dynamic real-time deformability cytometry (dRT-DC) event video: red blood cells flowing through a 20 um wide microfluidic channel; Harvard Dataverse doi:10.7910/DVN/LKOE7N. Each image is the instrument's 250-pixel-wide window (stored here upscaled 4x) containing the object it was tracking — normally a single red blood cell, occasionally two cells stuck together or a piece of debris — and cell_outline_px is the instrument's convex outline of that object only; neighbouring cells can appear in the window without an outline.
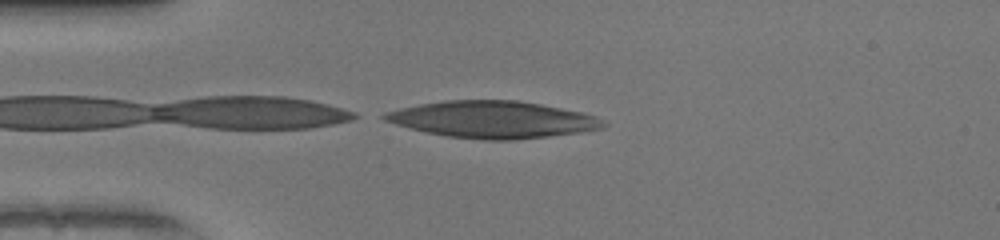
{"species": "human", "species_latin": "Homo sapiens", "temperature_condition": "warm", "stored_images_in_passage": 32, "camera_frame_rate_fps": 3000, "um_per_image_px": 0.085, "donor": {"sex": "female"}, "frame": {"image": 1, "passage_image": 1, "time_ms": 0.0, "image_size_px": [1000, 240], "cell_outline_px": [[608, 124], [604, 128], [580, 132], [548, 136], [512, 140], [484, 140], [448, 136], [424, 132], [396, 124], [384, 120], [376, 116], [384, 112], [400, 108], [420, 104], [444, 100], [516, 100], [540, 104], [584, 112], [596, 116], [604, 120]], "centroid_in_image_um": [41.88, 10.15], "position_along_channel_um": 43.1, "area_um2": 47.22}}
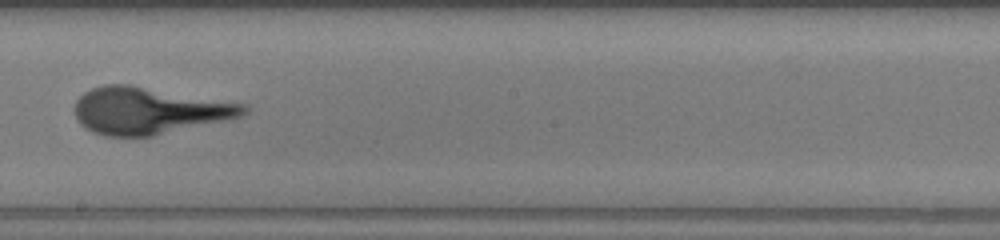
{"frame": {"image": 2, "passage_image": 17, "time_ms": 5.333, "image_size_px": [1000, 240], "cell_outline_px": [[248, 112], [240, 116], [224, 120], [152, 136], [104, 136], [92, 132], [84, 128], [76, 120], [72, 108], [76, 100], [84, 92], [92, 88], [104, 84], [128, 84], [248, 104]], "centroid_in_image_um": [12.59, 9.4], "position_along_channel_um": 235.6, "area_um2": 46.3}}
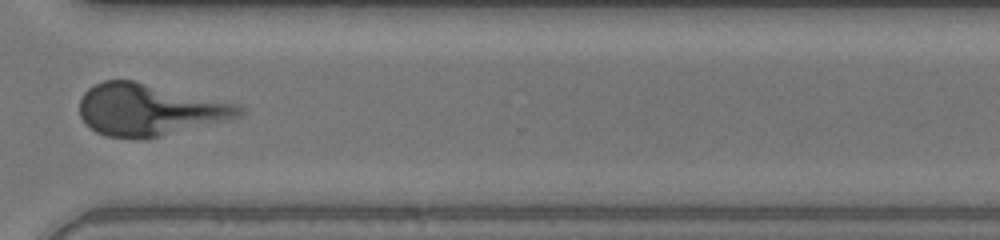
{"frame": {"image": 3, "passage_image": 26, "time_ms": 8.333, "image_size_px": [1000, 240], "cell_outline_px": [[244, 112], [240, 116], [160, 136], [108, 136], [96, 132], [84, 124], [80, 116], [80, 100], [84, 92], [88, 88], [104, 80], [136, 80], [240, 104], [244, 108]], "centroid_in_image_um": [12.68, 9.28], "position_along_channel_um": 357.9, "area_um2": 47.63}}